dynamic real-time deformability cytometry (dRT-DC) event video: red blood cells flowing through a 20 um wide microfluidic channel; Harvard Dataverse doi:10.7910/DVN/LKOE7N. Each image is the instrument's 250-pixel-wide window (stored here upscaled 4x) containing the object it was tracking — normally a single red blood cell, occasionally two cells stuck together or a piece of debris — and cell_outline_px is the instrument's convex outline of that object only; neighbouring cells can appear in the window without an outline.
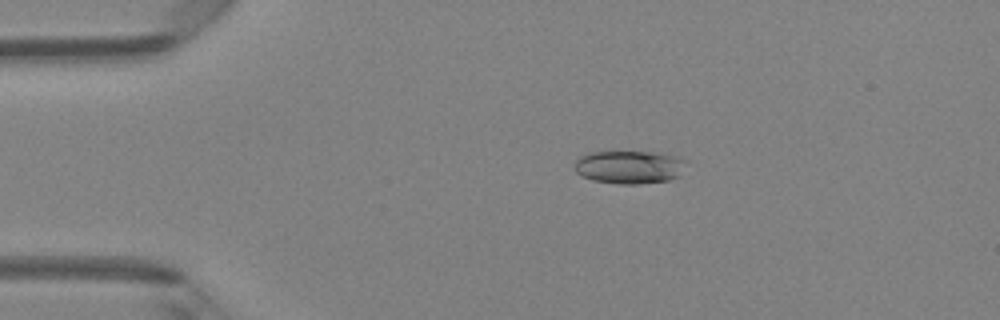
{"species": "Egyptian fruit bat (a non-hibernating species)", "species_latin": "Rousettus aegyptiacus", "temperature_condition": "room temperature", "stored_images_in_passage": 49, "camera_frame_rate_fps": 3000, "um_per_image_px": 0.085, "animal": {"sex": "female"}, "frame": {"image": 1, "passage_image": 10, "time_ms": 3.0, "image_size_px": [1000, 320], "cell_outline_px": [[684, 160], [680, 176], [668, 180], [636, 184], [620, 184], [592, 180], [576, 172], [572, 168], [576, 160], [580, 156], [592, 152], [660, 152], [680, 156]], "centroid_in_image_um": [53.48, 14.19], "position_along_channel_um": 31.5, "area_um2": 21.56}}
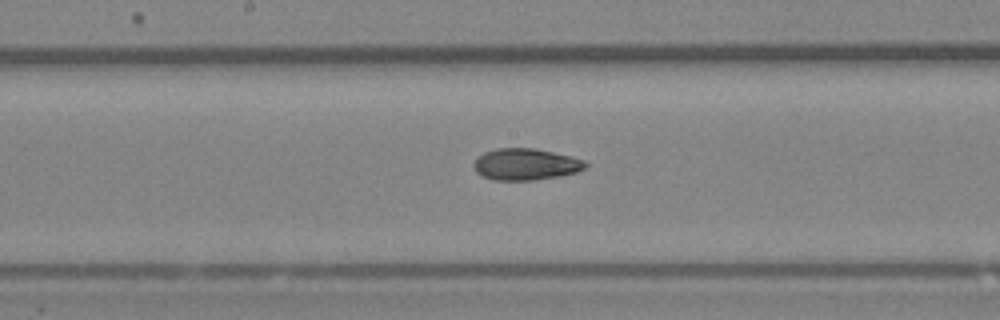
{"frame": {"image": 2, "passage_image": 26, "time_ms": 8.333, "image_size_px": [1000, 320], "cell_outline_px": [[588, 164], [584, 168], [576, 172], [560, 176], [532, 180], [492, 180], [476, 172], [472, 168], [472, 164], [484, 152], [496, 148], [536, 148], [572, 156], [584, 160]], "centroid_in_image_um": [44.68, 13.96], "position_along_channel_um": 203.5, "area_um2": 20.63}}
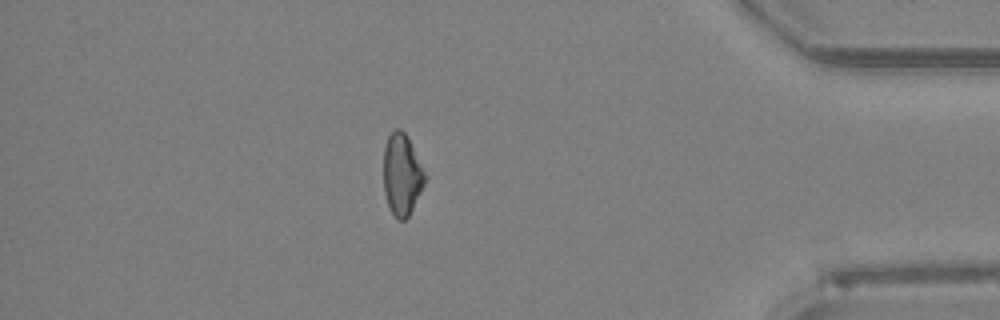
{"frame": {"image": 3, "passage_image": 43, "time_ms": 14.0, "image_size_px": [1000, 320], "cell_outline_px": [[428, 176], [408, 216], [404, 220], [396, 220], [388, 204], [384, 192], [384, 148], [388, 136], [396, 128], [400, 128], [408, 136]], "centroid_in_image_um": [34.18, 14.81], "position_along_channel_um": 401.0, "area_um2": 19.71}, "authors_computed_cell_mechanics": {"area_um2": 20.6924, "velocity_mm_per_s": 4.1421, "shape_relaxation_time_tau1_ms": 5.7014, "shape_relaxation_time_tau2_ms": 5.5762, "deformation_change_tau1": 0.1487, "deformation_change_tau2": 0.1264}}